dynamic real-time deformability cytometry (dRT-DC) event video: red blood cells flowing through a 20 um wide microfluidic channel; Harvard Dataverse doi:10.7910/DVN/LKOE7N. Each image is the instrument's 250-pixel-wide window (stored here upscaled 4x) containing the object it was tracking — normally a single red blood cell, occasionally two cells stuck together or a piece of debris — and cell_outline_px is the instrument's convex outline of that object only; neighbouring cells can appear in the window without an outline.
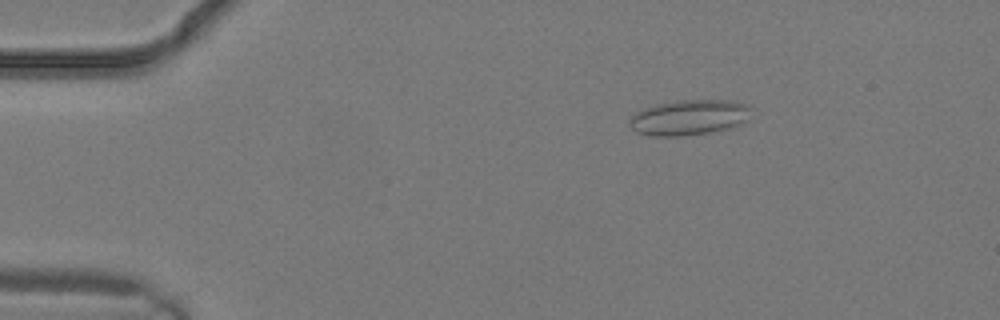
{"species": "common noctule bat (a hibernating species)", "species_latin": "Nyctalus noctula", "temperature_condition": "warm", "stored_images_in_passage": 3, "camera_frame_rate_fps": 3000, "um_per_image_px": 0.085, "animal": {"sex": "male", "body_mass_g": 19.2, "forearm_length_mm": 51.8}, "frame": {"image": 1, "passage_image": 3, "time_ms": 0.667, "image_size_px": [1000, 320], "cell_outline_px": [[752, 108], [748, 120], [732, 128], [684, 136], [652, 136], [636, 132], [632, 128], [628, 120], [636, 112], [644, 108], [656, 104], [680, 100], [728, 100], [744, 104]], "centroid_in_image_um": [58.58, 9.99], "position_along_channel_um": 26.4, "area_um2": 25.14}}